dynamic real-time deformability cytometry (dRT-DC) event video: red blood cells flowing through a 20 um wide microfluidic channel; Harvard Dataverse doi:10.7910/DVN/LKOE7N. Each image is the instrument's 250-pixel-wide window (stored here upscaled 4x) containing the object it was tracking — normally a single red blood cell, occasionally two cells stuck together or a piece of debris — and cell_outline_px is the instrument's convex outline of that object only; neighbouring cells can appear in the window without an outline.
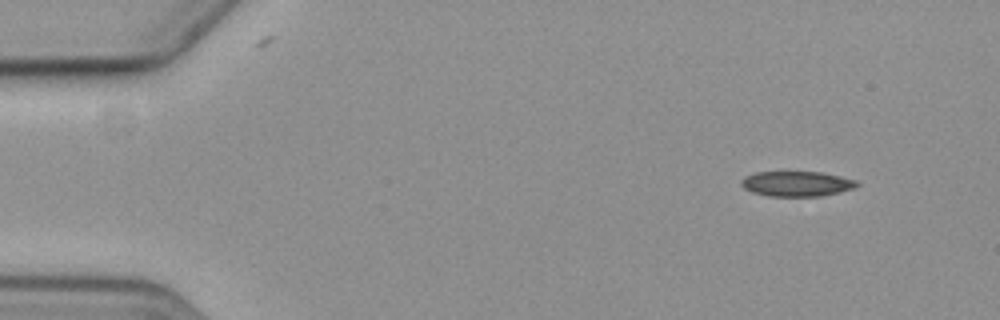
{"species": "common noctule bat (a hibernating species)", "species_latin": "Nyctalus noctula", "temperature_condition": "cold", "stored_images_in_passage": 6, "camera_frame_rate_fps": 3000, "um_per_image_px": 0.085, "animal": {"sex": "female", "body_mass_g": 19.3, "forearm_length_mm": 54.1}, "frame": {"image": 1, "passage_image": 1, "time_ms": 0.0, "image_size_px": [1000, 320], "cell_outline_px": [[860, 184], [852, 188], [820, 196], [772, 196], [752, 192], [744, 188], [740, 184], [740, 180], [744, 176], [752, 172], [824, 172], [856, 180]], "centroid_in_image_um": [67.67, 15.6], "position_along_channel_um": 17.3, "area_um2": 16.88}}
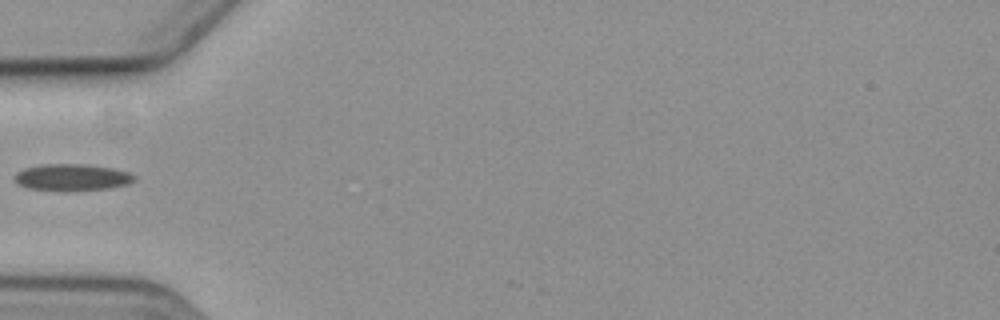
{"frame": {"image": 2, "passage_image": 5, "time_ms": 4.667, "image_size_px": [1000, 320], "cell_outline_px": [[136, 180], [128, 184], [108, 188], [64, 192], [28, 188], [20, 184], [16, 180], [16, 172], [24, 168], [40, 164], [84, 164], [112, 168], [128, 172], [136, 176]], "centroid_in_image_um": [6.14, 15.08], "position_along_channel_um": 78.9, "area_um2": 18.79}}
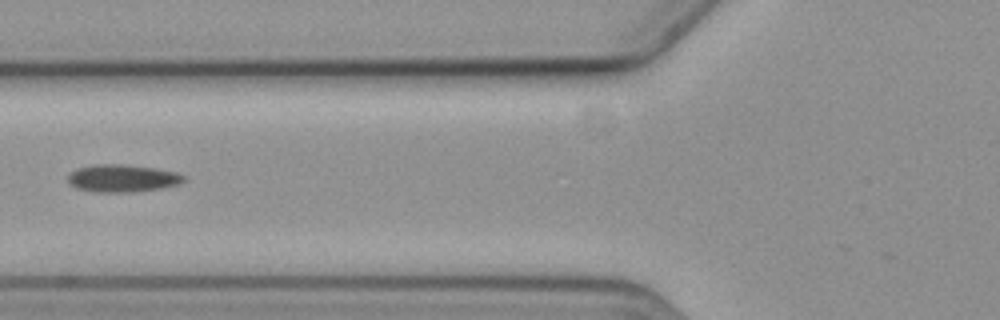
{"frame": {"image": 3, "passage_image": 6, "time_ms": 5.667, "image_size_px": [1000, 320], "cell_outline_px": [[188, 180], [180, 184], [160, 188], [132, 192], [92, 192], [76, 188], [68, 180], [68, 176], [76, 168], [92, 164], [124, 164], [156, 168], [176, 172], [188, 176]], "centroid_in_image_um": [10.46, 15.14], "position_along_channel_um": 115.3, "area_um2": 18.84}}